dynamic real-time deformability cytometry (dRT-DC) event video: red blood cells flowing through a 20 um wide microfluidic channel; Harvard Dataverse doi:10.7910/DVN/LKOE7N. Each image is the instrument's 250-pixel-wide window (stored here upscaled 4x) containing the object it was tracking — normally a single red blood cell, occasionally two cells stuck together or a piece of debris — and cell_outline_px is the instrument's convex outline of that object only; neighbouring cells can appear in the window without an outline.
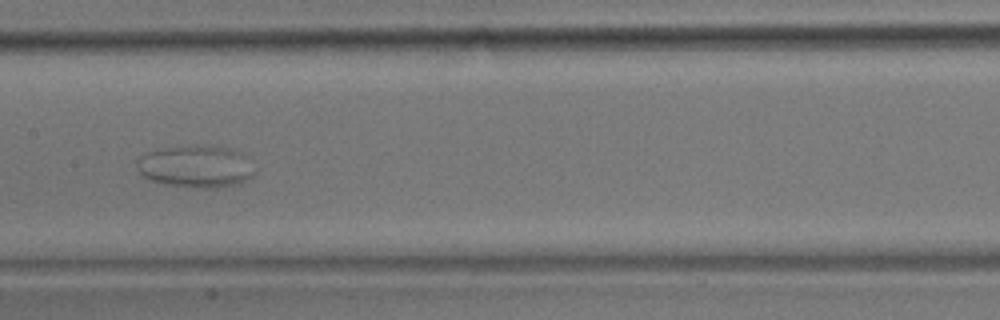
{"species": "common noctule bat (a hibernating species)", "species_latin": "Nyctalus noctula", "temperature_condition": "room temperature", "stored_images_in_passage": 11, "camera_frame_rate_fps": 3000, "um_per_image_px": 0.085, "animal": {"sex": "male", "body_mass_g": 17.9}, "frame": {"image": 1, "passage_image": 8, "time_ms": 9.333, "image_size_px": [1000, 320], "cell_outline_px": [[256, 172], [252, 176], [236, 184], [212, 188], [196, 188], [164, 184], [152, 180], [144, 176], [136, 168], [136, 160], [140, 156], [148, 152], [160, 148], [228, 148], [240, 152]], "centroid_in_image_um": [16.59, 14.2], "position_along_channel_um": 190.8, "area_um2": 27.92}}
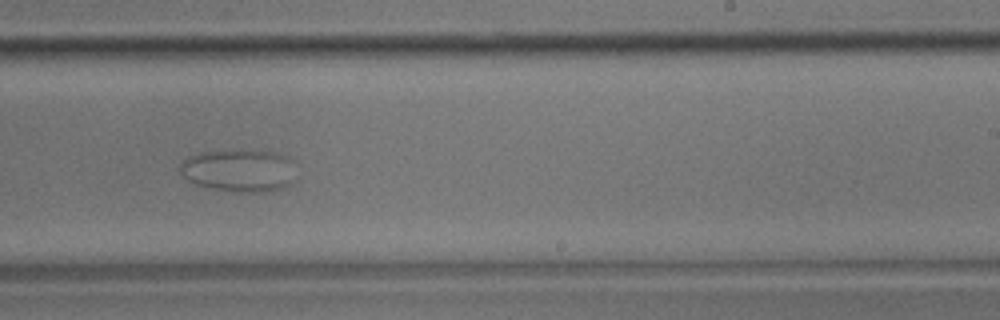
{"frame": {"image": 2, "passage_image": 10, "time_ms": 11.667, "image_size_px": [1000, 320], "cell_outline_px": [[296, 180], [292, 184], [268, 192], [228, 192], [192, 184], [180, 172], [180, 164], [188, 156], [200, 152], [260, 148], [276, 152], [288, 156], [292, 160]], "centroid_in_image_um": [20.36, 14.47], "position_along_channel_um": 268.6, "area_um2": 29.88}}